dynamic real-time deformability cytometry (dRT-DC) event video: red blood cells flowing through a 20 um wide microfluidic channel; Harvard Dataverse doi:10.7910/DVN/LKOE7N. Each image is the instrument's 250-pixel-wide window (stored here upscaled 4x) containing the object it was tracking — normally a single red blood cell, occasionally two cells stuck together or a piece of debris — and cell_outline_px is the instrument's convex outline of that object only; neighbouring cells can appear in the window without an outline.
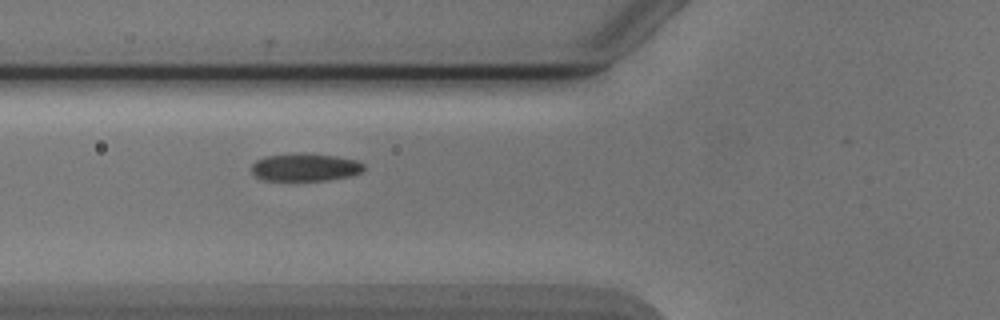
{"species": "Egyptian fruit bat (a non-hibernating species)", "species_latin": "Rousettus aegyptiacus", "temperature_condition": "cold", "stored_images_in_passage": 4, "camera_frame_rate_fps": 3000, "um_per_image_px": 0.085, "animal": {"sex": "male"}, "frame": {"image": 1, "passage_image": 4, "time_ms": 3.667, "image_size_px": [1000, 320], "cell_outline_px": [[364, 172], [352, 176], [328, 180], [264, 180], [256, 176], [252, 172], [252, 164], [256, 160], [264, 156], [300, 152], [304, 152], [336, 156], [356, 160], [364, 164]], "centroid_in_image_um": [25.96, 14.2], "position_along_channel_um": 99.8, "area_um2": 18.44}}